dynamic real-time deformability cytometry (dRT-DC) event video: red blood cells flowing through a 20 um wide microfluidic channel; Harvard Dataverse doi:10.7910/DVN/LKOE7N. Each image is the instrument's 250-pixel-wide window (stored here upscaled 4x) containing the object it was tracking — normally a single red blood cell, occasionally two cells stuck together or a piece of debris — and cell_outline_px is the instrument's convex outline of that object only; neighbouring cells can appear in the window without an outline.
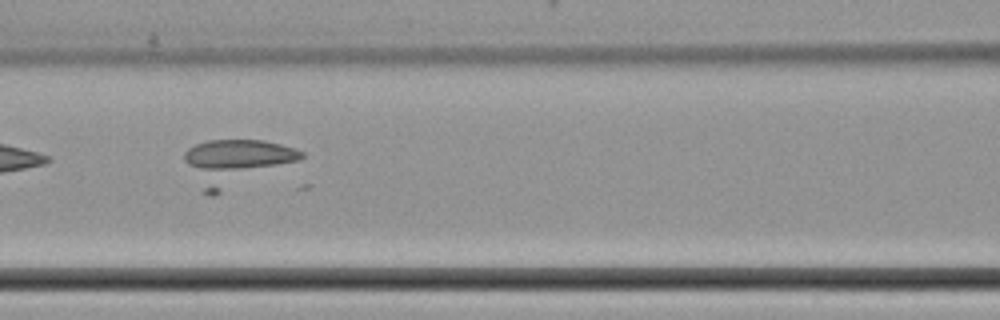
{"species": "common noctule bat (a hibernating species)", "species_latin": "Nyctalus noctula", "temperature_condition": "cold", "stored_images_in_passage": 27, "camera_frame_rate_fps": 3000, "um_per_image_px": 0.085, "animal": {"sex": "female", "body_mass_g": 22.7, "forearm_length_mm": 54.2}, "frame": {"image": 1, "passage_image": 25, "time_ms": 8.0, "image_size_px": [1000, 320], "cell_outline_px": [[304, 156], [300, 160], [216, 196], [208, 196], [200, 192], [184, 160], [184, 152], [188, 148], [196, 144], [208, 140], [264, 140], [296, 148], [304, 152]], "centroid_in_image_um": [20.02, 13.83], "position_along_channel_um": 146.6, "area_um2": 31.79}}